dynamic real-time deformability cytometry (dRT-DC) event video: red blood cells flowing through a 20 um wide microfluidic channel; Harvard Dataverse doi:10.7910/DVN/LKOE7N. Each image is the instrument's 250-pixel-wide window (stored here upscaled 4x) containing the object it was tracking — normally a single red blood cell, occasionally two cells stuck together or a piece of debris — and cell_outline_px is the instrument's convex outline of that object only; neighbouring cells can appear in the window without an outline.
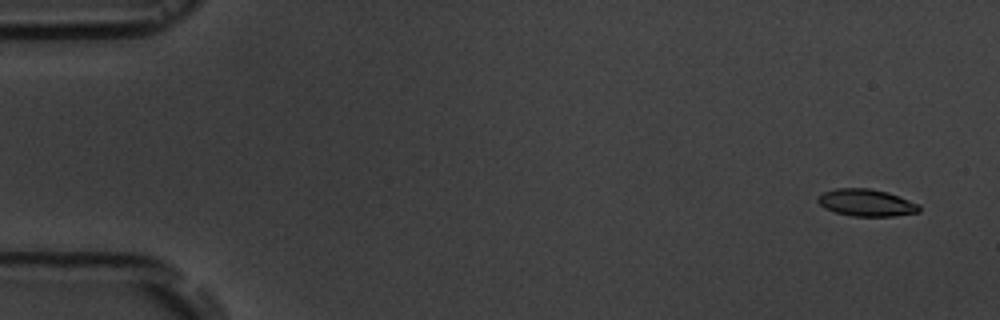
{"species": "common noctule bat (a hibernating species)", "species_latin": "Nyctalus noctula", "temperature_condition": "room temperature", "stored_images_in_passage": 5, "segment_of_instrument_passage": [2, 2], "camera_frame_rate_fps": 3000, "um_per_image_px": 0.085, "animal": {"sex": "male", "body_mass_g": 19.5, "forearm_length_mm": 54.6}, "frame": {"image": 1, "passage_image": 5, "time_ms": 4.667, "image_size_px": [1000, 320], "cell_outline_px": [[920, 212], [892, 216], [852, 216], [836, 212], [824, 208], [816, 200], [824, 192], [836, 188], [868, 188], [888, 192], [920, 204]], "centroid_in_image_um": [73.66, 17.23], "position_along_channel_um": 11.3, "area_um2": 15.95}}